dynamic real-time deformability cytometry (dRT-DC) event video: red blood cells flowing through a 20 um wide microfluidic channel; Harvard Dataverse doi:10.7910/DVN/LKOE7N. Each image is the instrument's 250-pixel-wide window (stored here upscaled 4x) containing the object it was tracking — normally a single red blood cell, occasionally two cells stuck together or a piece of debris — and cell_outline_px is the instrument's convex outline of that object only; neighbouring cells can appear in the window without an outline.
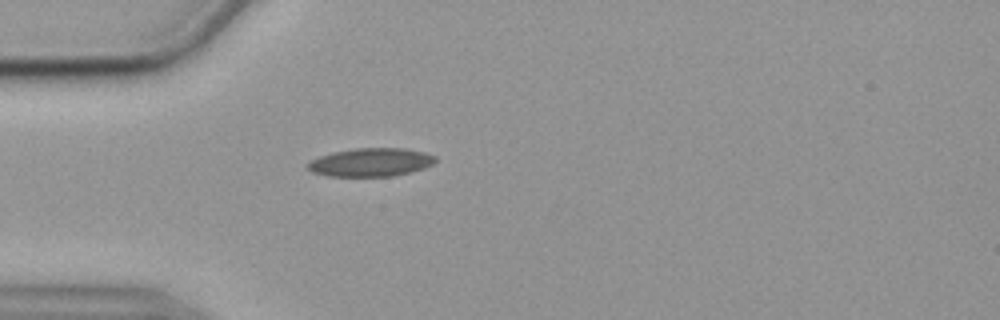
{"species": "common noctule bat (a hibernating species)", "species_latin": "Nyctalus noctula", "temperature_condition": "cold", "stored_images_in_passage": 41, "camera_frame_rate_fps": 3000, "um_per_image_px": 0.085, "animal": {"sex": "female", "body_mass_g": 19.9}, "frame": {"image": 1, "passage_image": 1, "time_ms": 0.0, "image_size_px": [1000, 320], "cell_outline_px": [[436, 160], [432, 164], [424, 168], [392, 176], [328, 176], [312, 172], [304, 168], [304, 164], [320, 156], [332, 152], [356, 148], [404, 148], [424, 152], [436, 156]], "centroid_in_image_um": [31.47, 13.79], "position_along_channel_um": 53.5, "area_um2": 21.15}}
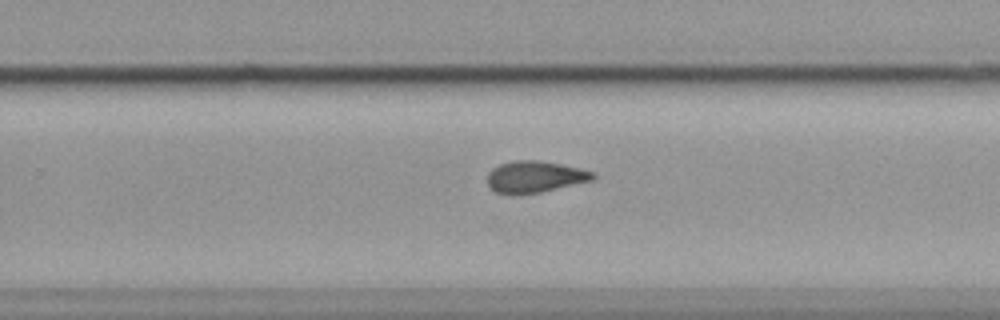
{"frame": {"image": 2, "passage_image": 21, "time_ms": 6.667, "image_size_px": [1000, 320], "cell_outline_px": [[596, 176], [592, 180], [540, 192], [496, 192], [488, 188], [488, 172], [492, 168], [500, 164], [516, 160], [536, 160], [560, 164], [580, 168], [592, 172]], "centroid_in_image_um": [45.45, 15.0], "position_along_channel_um": 284.3, "area_um2": 18.84}}
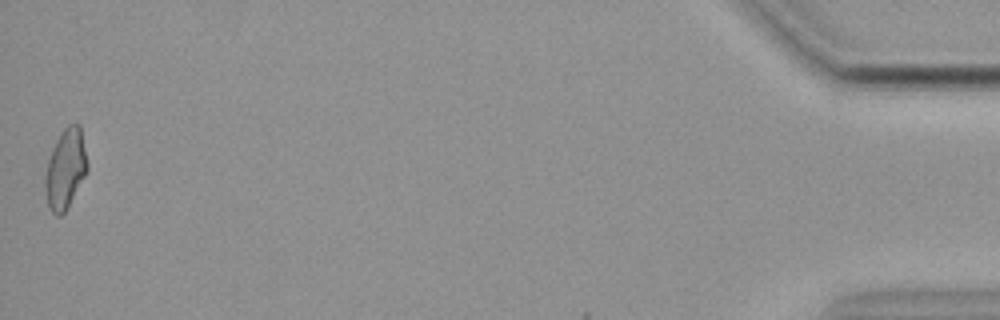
{"frame": {"image": 3, "passage_image": 41, "time_ms": 13.333, "image_size_px": [1000, 320], "cell_outline_px": [[88, 172], [68, 208], [60, 216], [56, 216], [52, 212], [48, 204], [44, 188], [44, 176], [48, 160], [52, 148], [60, 132], [68, 124], [80, 124], [88, 164]], "centroid_in_image_um": [5.57, 14.37], "position_along_channel_um": 429.6, "area_um2": 19.94}, "authors_computed_cell_mechanics": {"area_um2": 19.652, "velocity_mm_per_s": 3.5873, "shape_relaxation_time_tau1_ms": null, "shape_relaxation_time_tau2_ms": 4.5805, "deformation_change_tau1": null, "deformation_change_tau2": 0.1023}}